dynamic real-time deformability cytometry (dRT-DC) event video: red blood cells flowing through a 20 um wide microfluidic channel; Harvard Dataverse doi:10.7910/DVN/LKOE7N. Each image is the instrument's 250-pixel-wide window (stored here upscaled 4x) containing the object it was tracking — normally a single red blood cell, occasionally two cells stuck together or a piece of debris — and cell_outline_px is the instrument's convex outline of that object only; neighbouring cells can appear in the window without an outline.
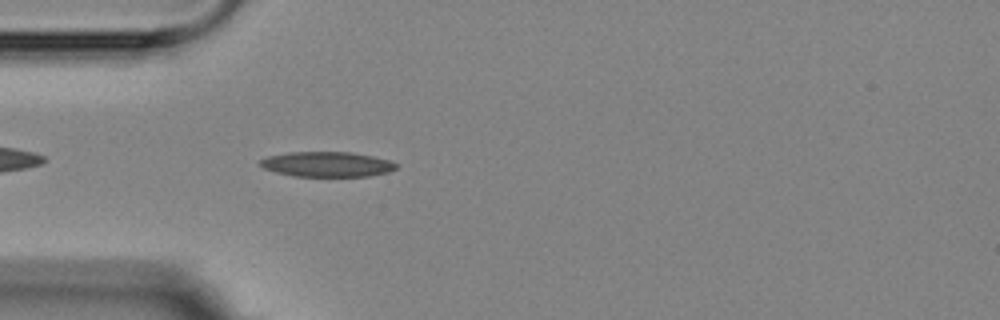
{"species": "Egyptian fruit bat (a non-hibernating species)", "species_latin": "Rousettus aegyptiacus", "temperature_condition": "room temperature", "stored_images_in_passage": 1, "camera_frame_rate_fps": 3000, "um_per_image_px": 0.085, "animal": {"sex": "female"}, "frame": {"image": 1, "passage_image": 1, "time_ms": 0.0, "image_size_px": [1000, 320], "cell_outline_px": [[396, 168], [388, 172], [368, 176], [296, 176], [276, 172], [264, 168], [260, 164], [260, 160], [268, 156], [288, 152], [352, 152], [372, 156], [388, 160], [396, 164]], "centroid_in_image_um": [27.79, 13.96], "position_along_channel_um": 57.2, "area_um2": 19.65}}